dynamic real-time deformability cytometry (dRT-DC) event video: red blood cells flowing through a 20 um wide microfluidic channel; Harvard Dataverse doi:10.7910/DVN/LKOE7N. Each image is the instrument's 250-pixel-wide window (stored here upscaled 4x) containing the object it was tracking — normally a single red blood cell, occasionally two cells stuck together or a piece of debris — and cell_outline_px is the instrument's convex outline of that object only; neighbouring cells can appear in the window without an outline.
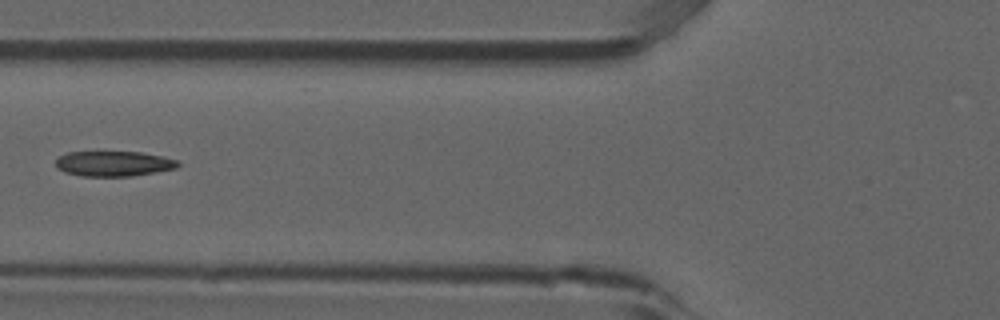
{"species": "common noctule bat (a hibernating species)", "species_latin": "Nyctalus noctula", "temperature_condition": "room temperature", "stored_images_in_passage": 4, "camera_frame_rate_fps": 3000, "um_per_image_px": 0.085, "animal": {"sex": "male", "forearm_length_mm": 52.5}, "frame": {"image": 1, "passage_image": 3, "time_ms": 0.667, "image_size_px": [1000, 320], "cell_outline_px": [[180, 164], [176, 168], [156, 172], [132, 176], [84, 176], [64, 172], [56, 168], [56, 160], [60, 156], [68, 152], [96, 148], [140, 152], [164, 156], [180, 160]], "centroid_in_image_um": [9.64, 13.85], "position_along_channel_um": 116.2, "area_um2": 19.07}}
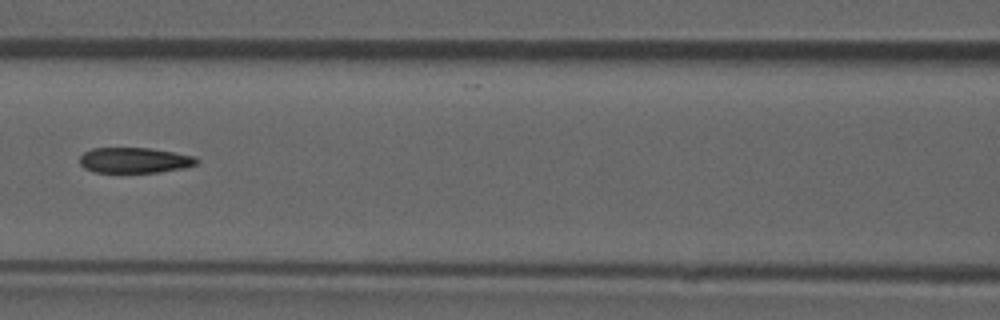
{"frame": {"image": 2, "passage_image": 4, "time_ms": 1.0, "image_size_px": [1000, 320], "cell_outline_px": [[200, 160], [196, 164], [184, 168], [160, 172], [92, 172], [84, 168], [80, 164], [80, 156], [84, 152], [92, 148], [152, 148], [196, 156]], "centroid_in_image_um": [11.45, 13.62], "position_along_channel_um": 155.1, "area_um2": 17.51}}